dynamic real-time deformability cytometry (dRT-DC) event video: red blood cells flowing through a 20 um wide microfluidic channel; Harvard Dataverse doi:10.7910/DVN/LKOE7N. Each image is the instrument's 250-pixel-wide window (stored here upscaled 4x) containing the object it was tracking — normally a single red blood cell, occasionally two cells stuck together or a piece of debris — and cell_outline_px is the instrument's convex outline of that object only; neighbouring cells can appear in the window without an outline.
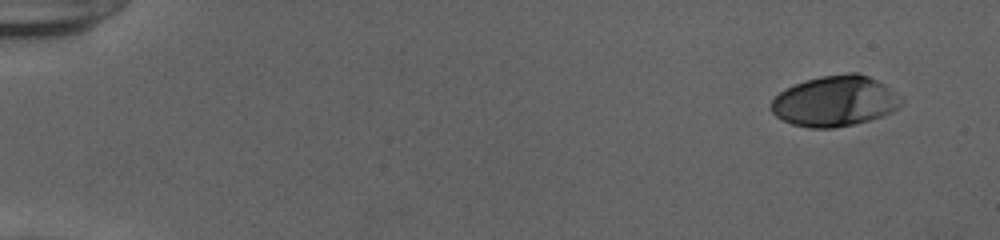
{"species": "human", "species_latin": "Homo sapiens", "temperature_condition": "cold", "stored_images_in_passage": 52, "camera_frame_rate_fps": 3000, "um_per_image_px": 0.085, "donor": {"sex": "female"}, "frame": {"image": 1, "passage_image": 1, "time_ms": 0.0, "image_size_px": [1000, 240], "cell_outline_px": [[904, 104], [900, 108], [892, 112], [856, 124], [832, 128], [808, 128], [792, 124], [776, 116], [772, 112], [772, 100], [780, 92], [804, 80], [820, 76], [848, 72], [856, 72], [868, 76], [884, 84], [904, 100]], "centroid_in_image_um": [71.0, 8.59], "position_along_channel_um": 14.0, "area_um2": 38.32}}
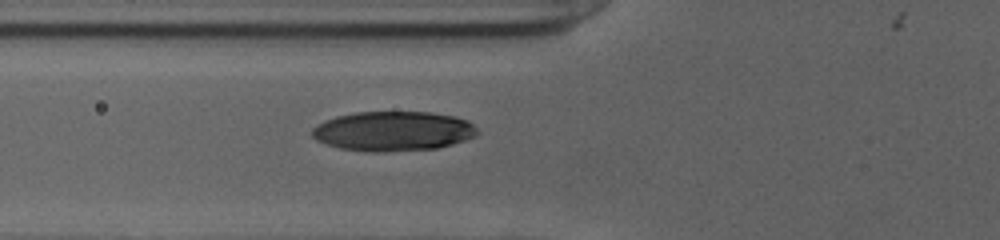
{"frame": {"image": 2, "passage_image": 19, "time_ms": 6.0, "image_size_px": [1000, 240], "cell_outline_px": [[480, 132], [476, 136], [452, 144], [436, 148], [380, 152], [368, 152], [340, 148], [316, 140], [312, 136], [312, 128], [316, 124], [324, 120], [336, 116], [356, 112], [432, 112], [456, 116], [468, 120]], "centroid_in_image_um": [33.42, 11.14], "position_along_channel_um": 92.4, "area_um2": 38.38}}
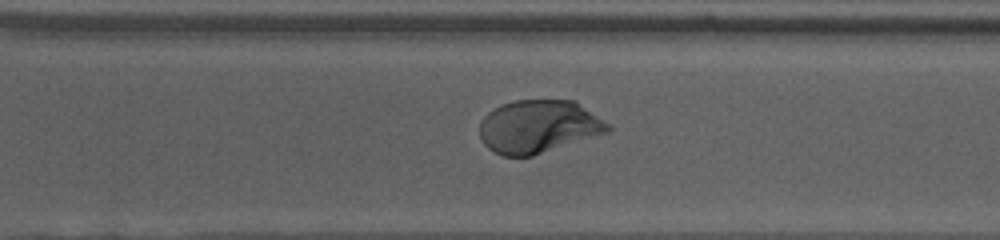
{"frame": {"image": 3, "passage_image": 37, "time_ms": 12.0, "image_size_px": [1000, 240], "cell_outline_px": [[612, 128], [608, 132], [532, 156], [504, 156], [488, 148], [484, 144], [480, 136], [480, 124], [484, 116], [488, 112], [504, 104], [516, 100], [576, 100], [608, 124]], "centroid_in_image_um": [45.77, 10.75], "position_along_channel_um": 324.8, "area_um2": 39.25}, "authors_computed_cell_mechanics": {"area_um2": 38.9283, "velocity_mm_per_s": 3.8723, "shape_relaxation_time_tau1_ms": 3.3693, "shape_relaxation_time_tau2_ms": 0.7775, "deformation_change_tau1": 0.1917, "deformation_change_tau2": 0.0419}}